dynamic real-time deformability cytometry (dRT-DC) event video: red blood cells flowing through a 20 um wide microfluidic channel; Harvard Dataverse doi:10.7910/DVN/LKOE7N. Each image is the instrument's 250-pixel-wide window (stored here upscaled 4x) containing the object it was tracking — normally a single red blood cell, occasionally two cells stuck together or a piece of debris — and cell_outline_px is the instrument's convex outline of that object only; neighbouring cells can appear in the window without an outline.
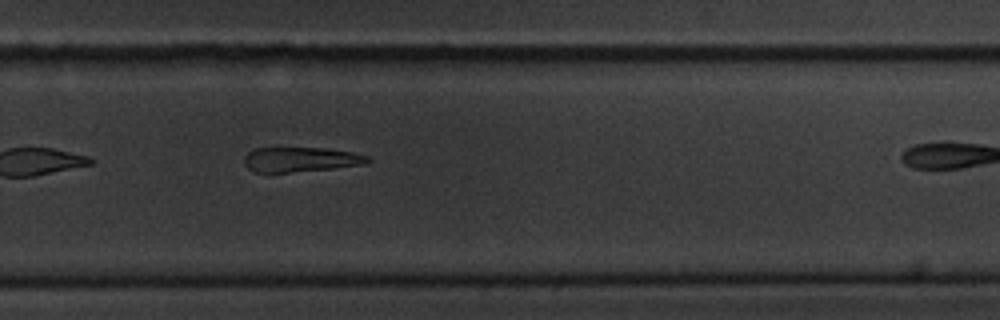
{"species": "common noctule bat (a hibernating species)", "species_latin": "Nyctalus noctula", "temperature_condition": "cold", "stored_images_in_passage": 27, "camera_frame_rate_fps": 3000, "um_per_image_px": 0.085, "animal": {"sex": "male", "body_mass_g": 20.1, "forearm_length_mm": 53.5}, "frame": {"image": 1, "passage_image": 20, "time_ms": 6.333, "image_size_px": [1000, 320], "cell_outline_px": [[372, 160], [360, 164], [332, 168], [288, 172], [252, 172], [244, 164], [244, 156], [248, 152], [256, 148], [324, 148], [352, 152], [368, 156]], "centroid_in_image_um": [25.49, 13.55], "position_along_channel_um": 304.3, "area_um2": 17.57}}